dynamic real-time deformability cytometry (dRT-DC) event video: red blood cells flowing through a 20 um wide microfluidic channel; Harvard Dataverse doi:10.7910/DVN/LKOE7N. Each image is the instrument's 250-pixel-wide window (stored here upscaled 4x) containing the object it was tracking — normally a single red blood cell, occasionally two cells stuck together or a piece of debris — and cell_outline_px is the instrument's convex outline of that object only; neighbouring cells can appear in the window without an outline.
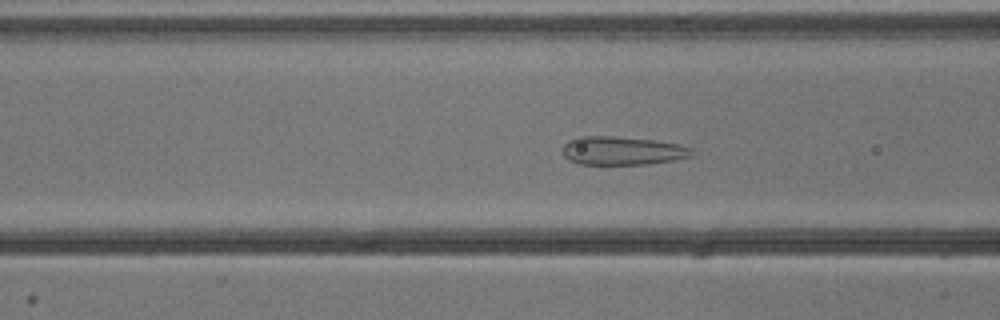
{"species": "common noctule bat (a hibernating species)", "species_latin": "Nyctalus noctula", "temperature_condition": "cold", "stored_images_in_passage": 54, "camera_frame_rate_fps": 3000, "um_per_image_px": 0.085, "animal": {"sex": "male", "body_mass_g": 13.3}, "frame": {"image": 1, "passage_image": 21, "time_ms": 6.667, "image_size_px": [1000, 320], "cell_outline_px": [[692, 156], [672, 160], [648, 164], [580, 164], [568, 160], [560, 152], [564, 144], [568, 140], [580, 136], [612, 136], [652, 140], [680, 144], [692, 148]], "centroid_in_image_um": [52.84, 12.81], "position_along_channel_um": 113.8, "area_um2": 21.5}}
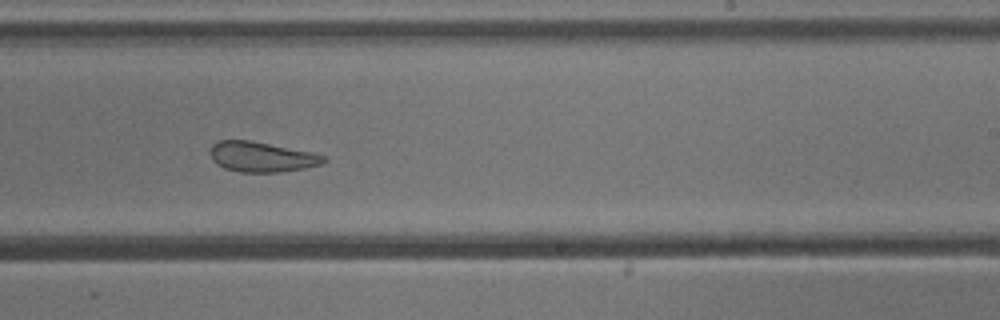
{"frame": {"image": 2, "passage_image": 33, "time_ms": 10.667, "image_size_px": [1000, 320], "cell_outline_px": [[328, 160], [320, 164], [304, 168], [280, 172], [240, 172], [224, 168], [216, 164], [212, 160], [208, 152], [212, 144], [220, 140], [248, 140], [312, 152], [328, 156]], "centroid_in_image_um": [22.22, 13.33], "position_along_channel_um": 266.8, "area_um2": 20.06}}
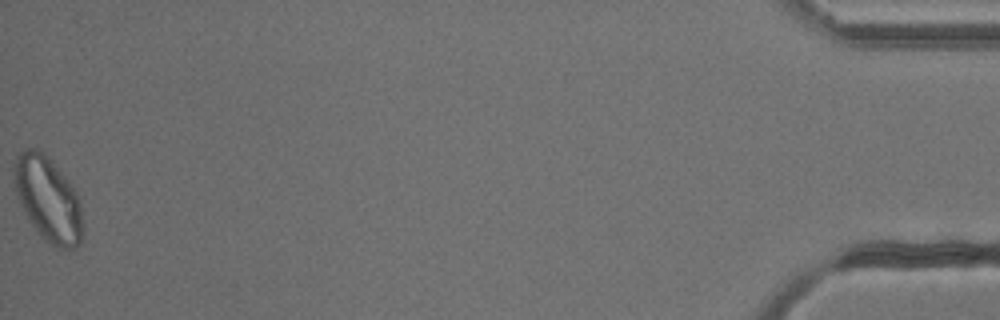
{"frame": {"image": 3, "passage_image": 54, "time_ms": 17.667, "image_size_px": [1000, 320], "cell_outline_px": [[84, 228], [80, 244], [76, 248], [56, 248], [44, 240], [40, 236], [24, 212], [16, 196], [12, 176], [12, 168], [16, 156], [20, 152], [28, 148], [40, 148], [48, 156], [68, 180], [76, 192], [80, 204]], "centroid_in_image_um": [4.06, 16.92], "position_along_channel_um": 431.1, "area_um2": 34.45}, "authors_computed_cell_mechanics": {"area_um2": 25.9233, "velocity_mm_per_s": 3.826, "shape_relaxation_time_tau1_ms": null, "shape_relaxation_time_tau2_ms": 0.8998, "deformation_change_tau1": null, "deformation_change_tau2": 0.0818}}